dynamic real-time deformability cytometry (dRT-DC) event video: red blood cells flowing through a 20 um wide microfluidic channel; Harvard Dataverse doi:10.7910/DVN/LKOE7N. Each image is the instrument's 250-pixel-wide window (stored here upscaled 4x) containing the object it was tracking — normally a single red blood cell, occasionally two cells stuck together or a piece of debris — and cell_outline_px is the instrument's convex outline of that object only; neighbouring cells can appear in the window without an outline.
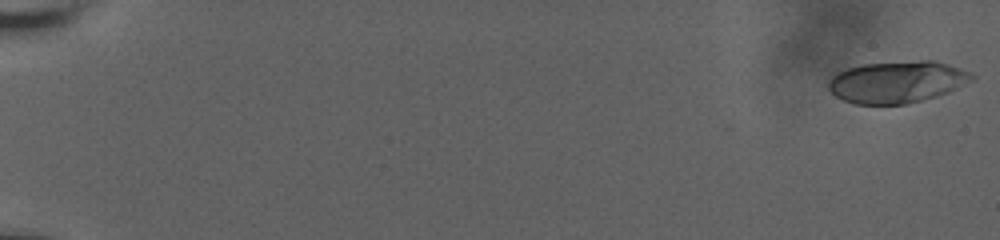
{"species": "human", "species_latin": "Homo sapiens", "temperature_condition": "room temperature", "stored_images_in_passage": 58, "camera_frame_rate_fps": 3000, "um_per_image_px": 0.085, "donor": {"sex": "male"}, "frame": {"image": 1, "passage_image": 1, "time_ms": 0.0, "image_size_px": [1000, 240], "cell_outline_px": [[976, 76], [972, 80], [948, 92], [936, 96], [904, 104], [856, 104], [844, 100], [836, 96], [828, 88], [828, 80], [832, 76], [848, 68], [864, 64], [920, 60], [932, 60], [948, 64], [968, 72]], "centroid_in_image_um": [76.24, 6.96], "position_along_channel_um": 8.8, "area_um2": 34.56}}
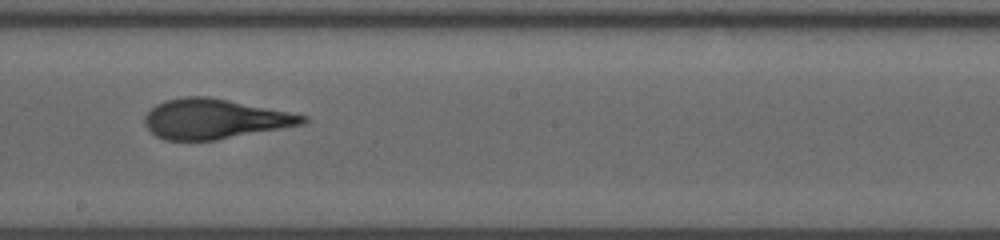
{"frame": {"image": 2, "passage_image": 26, "time_ms": 12.0, "image_size_px": [1000, 240], "cell_outline_px": [[308, 120], [304, 124], [216, 140], [164, 140], [156, 136], [144, 124], [144, 116], [156, 104], [164, 100], [184, 96], [208, 96], [308, 116]], "centroid_in_image_um": [18.2, 10.11], "position_along_channel_um": 230.0, "area_um2": 36.47}}
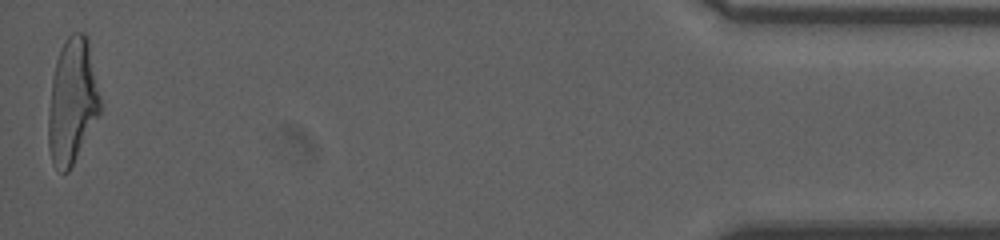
{"frame": {"image": 3, "passage_image": 57, "time_ms": 19.667, "image_size_px": [1000, 240], "cell_outline_px": [[100, 112], [68, 172], [60, 172], [52, 164], [48, 148], [48, 116], [52, 76], [56, 60], [60, 48], [64, 40], [72, 32], [84, 32], [88, 36], [100, 96]], "centroid_in_image_um": [6.12, 8.57], "position_along_channel_um": 429.1, "area_um2": 37.86}, "authors_computed_cell_mechanics": {"area_um2": 36.5296, "velocity_mm_per_s": 3.6587, "shape_relaxation_time_tau1_ms": 6.3015, "shape_relaxation_time_tau2_ms": 1.1033, "deformation_change_tau1": 0.244, "deformation_change_tau2": 0.0936}}